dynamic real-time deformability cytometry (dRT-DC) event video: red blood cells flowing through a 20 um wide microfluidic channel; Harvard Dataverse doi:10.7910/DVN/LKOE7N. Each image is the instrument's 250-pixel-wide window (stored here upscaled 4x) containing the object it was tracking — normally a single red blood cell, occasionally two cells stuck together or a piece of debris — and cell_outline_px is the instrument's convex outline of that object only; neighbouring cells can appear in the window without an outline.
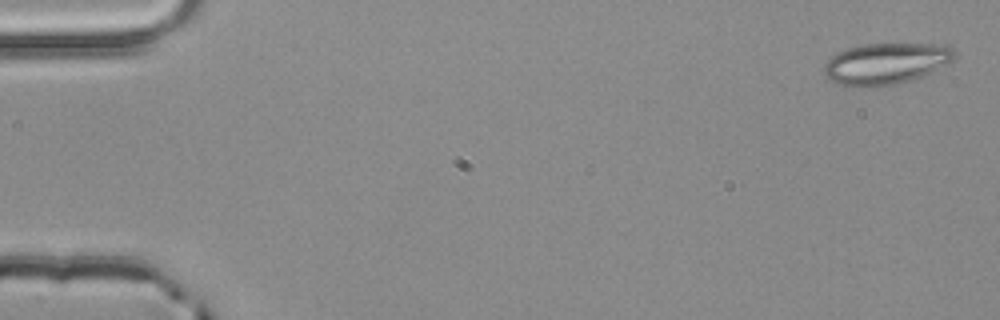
{"species": "common noctule bat (a hibernating species)", "species_latin": "Nyctalus noctula", "temperature_condition": "room temperature", "stored_images_in_passage": 4, "camera_frame_rate_fps": 3000, "um_per_image_px": 0.085, "animal": {"sex": "male", "body_mass_g": 20.4}, "frame": {"image": 1, "passage_image": 1, "time_ms": 0.0, "image_size_px": [1000, 320], "cell_outline_px": [[956, 56], [952, 60], [920, 76], [896, 84], [840, 84], [828, 80], [824, 76], [824, 64], [836, 52], [848, 48], [864, 44], [948, 44], [956, 48]], "centroid_in_image_um": [75.31, 5.34], "position_along_channel_um": 9.7, "area_um2": 30.58}}